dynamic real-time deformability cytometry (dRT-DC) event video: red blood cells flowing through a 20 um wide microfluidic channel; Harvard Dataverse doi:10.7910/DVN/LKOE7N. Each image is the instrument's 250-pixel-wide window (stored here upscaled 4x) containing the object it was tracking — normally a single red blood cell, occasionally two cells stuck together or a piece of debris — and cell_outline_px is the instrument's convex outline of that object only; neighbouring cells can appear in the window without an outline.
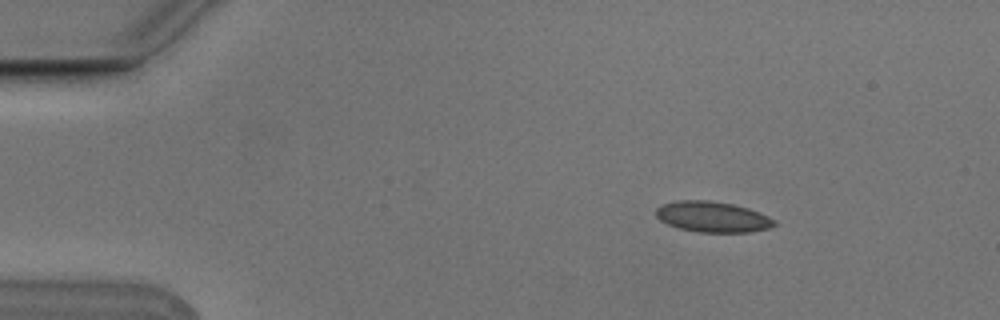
{"species": "Egyptian fruit bat (a non-hibernating species)", "species_latin": "Rousettus aegyptiacus", "temperature_condition": "cold", "stored_images_in_passage": 4, "camera_frame_rate_fps": 3000, "um_per_image_px": 0.085, "animal": {"sex": "male"}, "frame": {"image": 1, "passage_image": 2, "time_ms": 0.333, "image_size_px": [1000, 320], "cell_outline_px": [[776, 224], [768, 228], [748, 232], [696, 232], [680, 228], [668, 224], [660, 220], [656, 216], [656, 208], [664, 204], [680, 200], [708, 200], [732, 204], [748, 208], [768, 216], [776, 220]], "centroid_in_image_um": [60.57, 18.43], "position_along_channel_um": 24.4, "area_um2": 20.98}}